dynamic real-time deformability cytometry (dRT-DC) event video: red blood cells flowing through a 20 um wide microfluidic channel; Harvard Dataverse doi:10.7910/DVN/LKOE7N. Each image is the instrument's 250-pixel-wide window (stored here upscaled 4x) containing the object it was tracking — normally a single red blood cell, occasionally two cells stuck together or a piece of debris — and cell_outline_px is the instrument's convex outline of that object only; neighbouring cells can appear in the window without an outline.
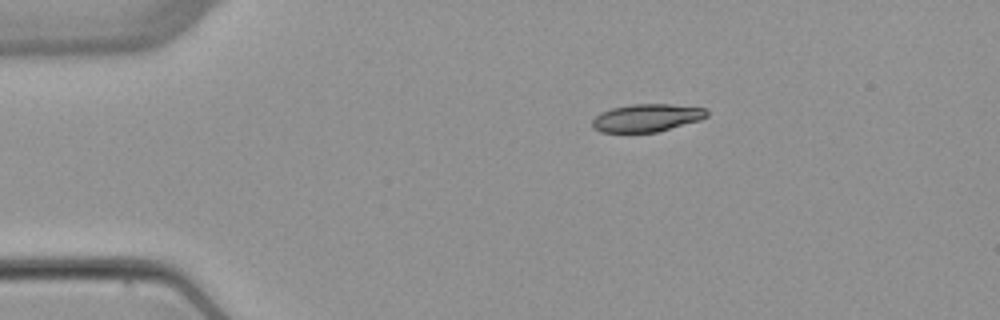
{"species": "common noctule bat (a hibernating species)", "species_latin": "Nyctalus noctula", "temperature_condition": "warm", "stored_images_in_passage": 5, "camera_frame_rate_fps": 3000, "um_per_image_px": 0.085, "animal": {"sex": "female", "body_mass_g": 22.7, "forearm_length_mm": 54.2}, "frame": {"image": 1, "passage_image": 5, "time_ms": 5.667, "image_size_px": [1000, 320], "cell_outline_px": [[708, 116], [700, 120], [656, 132], [600, 132], [592, 128], [592, 120], [600, 112], [612, 108], [632, 104], [668, 104], [704, 108], [708, 112]], "centroid_in_image_um": [54.94, 10.02], "position_along_channel_um": 30.1, "area_um2": 18.44}}